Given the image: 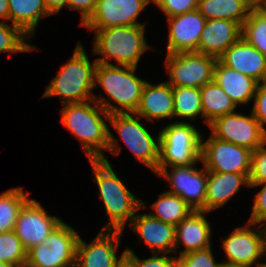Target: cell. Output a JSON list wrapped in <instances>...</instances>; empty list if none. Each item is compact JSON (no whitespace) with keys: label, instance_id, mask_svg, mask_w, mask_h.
Segmentation results:
<instances>
[{"label":"cell","instance_id":"8d00e7d4","mask_svg":"<svg viewBox=\"0 0 266 267\" xmlns=\"http://www.w3.org/2000/svg\"><path fill=\"white\" fill-rule=\"evenodd\" d=\"M199 0H153L167 18L197 9Z\"/></svg>","mask_w":266,"mask_h":267},{"label":"cell","instance_id":"bcb514c9","mask_svg":"<svg viewBox=\"0 0 266 267\" xmlns=\"http://www.w3.org/2000/svg\"><path fill=\"white\" fill-rule=\"evenodd\" d=\"M252 8L259 2L264 0H245Z\"/></svg>","mask_w":266,"mask_h":267},{"label":"cell","instance_id":"681fc988","mask_svg":"<svg viewBox=\"0 0 266 267\" xmlns=\"http://www.w3.org/2000/svg\"><path fill=\"white\" fill-rule=\"evenodd\" d=\"M121 267H129L126 263H124Z\"/></svg>","mask_w":266,"mask_h":267},{"label":"cell","instance_id":"6da1fadb","mask_svg":"<svg viewBox=\"0 0 266 267\" xmlns=\"http://www.w3.org/2000/svg\"><path fill=\"white\" fill-rule=\"evenodd\" d=\"M64 105L60 121L81 143L88 160L105 158V151L120 153L122 147L104 119L110 115L99 104L90 100Z\"/></svg>","mask_w":266,"mask_h":267},{"label":"cell","instance_id":"603a6c76","mask_svg":"<svg viewBox=\"0 0 266 267\" xmlns=\"http://www.w3.org/2000/svg\"><path fill=\"white\" fill-rule=\"evenodd\" d=\"M243 184L250 187L246 174L207 171L205 211L209 213L225 205Z\"/></svg>","mask_w":266,"mask_h":267},{"label":"cell","instance_id":"5b68a950","mask_svg":"<svg viewBox=\"0 0 266 267\" xmlns=\"http://www.w3.org/2000/svg\"><path fill=\"white\" fill-rule=\"evenodd\" d=\"M96 65L97 61L91 63L79 41L72 57L51 80L42 98L59 96L63 105L93 100Z\"/></svg>","mask_w":266,"mask_h":267},{"label":"cell","instance_id":"2e32d148","mask_svg":"<svg viewBox=\"0 0 266 267\" xmlns=\"http://www.w3.org/2000/svg\"><path fill=\"white\" fill-rule=\"evenodd\" d=\"M151 2L153 0H97L94 12L82 26L90 30L144 25L137 18Z\"/></svg>","mask_w":266,"mask_h":267},{"label":"cell","instance_id":"484cf974","mask_svg":"<svg viewBox=\"0 0 266 267\" xmlns=\"http://www.w3.org/2000/svg\"><path fill=\"white\" fill-rule=\"evenodd\" d=\"M203 117L207 126L216 118L235 112L236 103L213 80L200 88Z\"/></svg>","mask_w":266,"mask_h":267},{"label":"cell","instance_id":"5bb4252c","mask_svg":"<svg viewBox=\"0 0 266 267\" xmlns=\"http://www.w3.org/2000/svg\"><path fill=\"white\" fill-rule=\"evenodd\" d=\"M62 220L50 216L37 200L29 199L19 211L14 232L28 251L43 243Z\"/></svg>","mask_w":266,"mask_h":267},{"label":"cell","instance_id":"f35d334b","mask_svg":"<svg viewBox=\"0 0 266 267\" xmlns=\"http://www.w3.org/2000/svg\"><path fill=\"white\" fill-rule=\"evenodd\" d=\"M253 100L254 105L251 112L253 116L258 120L261 127L266 131V81L258 84Z\"/></svg>","mask_w":266,"mask_h":267},{"label":"cell","instance_id":"ac0fdd59","mask_svg":"<svg viewBox=\"0 0 266 267\" xmlns=\"http://www.w3.org/2000/svg\"><path fill=\"white\" fill-rule=\"evenodd\" d=\"M129 225L145 242L152 254H174V225L153 218L149 213L138 214L137 212Z\"/></svg>","mask_w":266,"mask_h":267},{"label":"cell","instance_id":"7402d4cb","mask_svg":"<svg viewBox=\"0 0 266 267\" xmlns=\"http://www.w3.org/2000/svg\"><path fill=\"white\" fill-rule=\"evenodd\" d=\"M135 114L151 122L155 119L157 121L165 118L172 119L174 117L173 86L167 81L156 85L146 82Z\"/></svg>","mask_w":266,"mask_h":267},{"label":"cell","instance_id":"d590c367","mask_svg":"<svg viewBox=\"0 0 266 267\" xmlns=\"http://www.w3.org/2000/svg\"><path fill=\"white\" fill-rule=\"evenodd\" d=\"M249 182L250 184L266 182V141L252 152Z\"/></svg>","mask_w":266,"mask_h":267},{"label":"cell","instance_id":"e575fe53","mask_svg":"<svg viewBox=\"0 0 266 267\" xmlns=\"http://www.w3.org/2000/svg\"><path fill=\"white\" fill-rule=\"evenodd\" d=\"M178 258V267H220L213 256L211 247L203 250L191 251Z\"/></svg>","mask_w":266,"mask_h":267},{"label":"cell","instance_id":"30bf717a","mask_svg":"<svg viewBox=\"0 0 266 267\" xmlns=\"http://www.w3.org/2000/svg\"><path fill=\"white\" fill-rule=\"evenodd\" d=\"M201 141V162L207 171L239 173L249 177L252 152L248 148L217 139L212 134Z\"/></svg>","mask_w":266,"mask_h":267},{"label":"cell","instance_id":"52a82bcc","mask_svg":"<svg viewBox=\"0 0 266 267\" xmlns=\"http://www.w3.org/2000/svg\"><path fill=\"white\" fill-rule=\"evenodd\" d=\"M78 233L61 222L40 245L27 251L25 267H75Z\"/></svg>","mask_w":266,"mask_h":267},{"label":"cell","instance_id":"4dcf8cb0","mask_svg":"<svg viewBox=\"0 0 266 267\" xmlns=\"http://www.w3.org/2000/svg\"><path fill=\"white\" fill-rule=\"evenodd\" d=\"M28 37L18 26L0 22V52L20 53L37 50L35 45H31Z\"/></svg>","mask_w":266,"mask_h":267},{"label":"cell","instance_id":"d6986e66","mask_svg":"<svg viewBox=\"0 0 266 267\" xmlns=\"http://www.w3.org/2000/svg\"><path fill=\"white\" fill-rule=\"evenodd\" d=\"M242 26L228 19H210L200 35L198 53L219 58L241 38Z\"/></svg>","mask_w":266,"mask_h":267},{"label":"cell","instance_id":"f1b7e54d","mask_svg":"<svg viewBox=\"0 0 266 267\" xmlns=\"http://www.w3.org/2000/svg\"><path fill=\"white\" fill-rule=\"evenodd\" d=\"M23 187L11 188L0 194V233L12 231L19 211L24 204L30 199Z\"/></svg>","mask_w":266,"mask_h":267},{"label":"cell","instance_id":"7bdbcfd3","mask_svg":"<svg viewBox=\"0 0 266 267\" xmlns=\"http://www.w3.org/2000/svg\"><path fill=\"white\" fill-rule=\"evenodd\" d=\"M260 17L266 20V0L257 3L252 8Z\"/></svg>","mask_w":266,"mask_h":267},{"label":"cell","instance_id":"4fadbf2b","mask_svg":"<svg viewBox=\"0 0 266 267\" xmlns=\"http://www.w3.org/2000/svg\"><path fill=\"white\" fill-rule=\"evenodd\" d=\"M123 231L101 230L90 243L79 236L75 267H121L125 263L126 250L116 256Z\"/></svg>","mask_w":266,"mask_h":267},{"label":"cell","instance_id":"9c48e42d","mask_svg":"<svg viewBox=\"0 0 266 267\" xmlns=\"http://www.w3.org/2000/svg\"><path fill=\"white\" fill-rule=\"evenodd\" d=\"M166 71L171 86L201 88L213 81L217 58L192 52L166 54Z\"/></svg>","mask_w":266,"mask_h":267},{"label":"cell","instance_id":"44dd1931","mask_svg":"<svg viewBox=\"0 0 266 267\" xmlns=\"http://www.w3.org/2000/svg\"><path fill=\"white\" fill-rule=\"evenodd\" d=\"M206 211H192L186 218L175 226V247L183 244L185 247L180 251L179 256L197 250L211 247L212 228L206 219Z\"/></svg>","mask_w":266,"mask_h":267},{"label":"cell","instance_id":"ba28073f","mask_svg":"<svg viewBox=\"0 0 266 267\" xmlns=\"http://www.w3.org/2000/svg\"><path fill=\"white\" fill-rule=\"evenodd\" d=\"M141 119L135 113H114L110 114L108 121L135 155L136 160L156 173L159 163L160 133L155 138L141 124Z\"/></svg>","mask_w":266,"mask_h":267},{"label":"cell","instance_id":"4316f807","mask_svg":"<svg viewBox=\"0 0 266 267\" xmlns=\"http://www.w3.org/2000/svg\"><path fill=\"white\" fill-rule=\"evenodd\" d=\"M252 7L245 0H199L197 10L206 20L228 19L241 26Z\"/></svg>","mask_w":266,"mask_h":267},{"label":"cell","instance_id":"7a4b0ae2","mask_svg":"<svg viewBox=\"0 0 266 267\" xmlns=\"http://www.w3.org/2000/svg\"><path fill=\"white\" fill-rule=\"evenodd\" d=\"M136 69L131 66L97 63L94 88L102 87L109 98L105 96L98 98L99 96L93 93V100L109 115L135 113L138 108L142 90L147 81L135 75ZM111 100L114 104L110 102Z\"/></svg>","mask_w":266,"mask_h":267},{"label":"cell","instance_id":"60d3db41","mask_svg":"<svg viewBox=\"0 0 266 267\" xmlns=\"http://www.w3.org/2000/svg\"><path fill=\"white\" fill-rule=\"evenodd\" d=\"M47 11L52 14H58L64 7L68 8V0H43Z\"/></svg>","mask_w":266,"mask_h":267},{"label":"cell","instance_id":"f6af8a7d","mask_svg":"<svg viewBox=\"0 0 266 267\" xmlns=\"http://www.w3.org/2000/svg\"><path fill=\"white\" fill-rule=\"evenodd\" d=\"M220 267H249V266L235 264V263H229V262H221V266Z\"/></svg>","mask_w":266,"mask_h":267},{"label":"cell","instance_id":"e0dca14e","mask_svg":"<svg viewBox=\"0 0 266 267\" xmlns=\"http://www.w3.org/2000/svg\"><path fill=\"white\" fill-rule=\"evenodd\" d=\"M206 19L197 10L167 18L169 27L167 54L198 52V44Z\"/></svg>","mask_w":266,"mask_h":267},{"label":"cell","instance_id":"1f68e13d","mask_svg":"<svg viewBox=\"0 0 266 267\" xmlns=\"http://www.w3.org/2000/svg\"><path fill=\"white\" fill-rule=\"evenodd\" d=\"M0 262L10 263L15 267H25L27 250L14 230L0 233Z\"/></svg>","mask_w":266,"mask_h":267},{"label":"cell","instance_id":"ab89813d","mask_svg":"<svg viewBox=\"0 0 266 267\" xmlns=\"http://www.w3.org/2000/svg\"><path fill=\"white\" fill-rule=\"evenodd\" d=\"M97 0H68V8L78 10L81 13L82 26L92 15L95 10Z\"/></svg>","mask_w":266,"mask_h":267},{"label":"cell","instance_id":"3957f363","mask_svg":"<svg viewBox=\"0 0 266 267\" xmlns=\"http://www.w3.org/2000/svg\"><path fill=\"white\" fill-rule=\"evenodd\" d=\"M93 169V178L99 189L109 221L102 230L124 231L127 222L132 221L136 212L145 209L142 199L136 198L112 169L107 158L89 160Z\"/></svg>","mask_w":266,"mask_h":267},{"label":"cell","instance_id":"277c9868","mask_svg":"<svg viewBox=\"0 0 266 267\" xmlns=\"http://www.w3.org/2000/svg\"><path fill=\"white\" fill-rule=\"evenodd\" d=\"M145 29V25L91 29L95 33L93 54H101L97 63L112 65L109 59H114L117 65L137 68L141 55L150 48L145 40Z\"/></svg>","mask_w":266,"mask_h":267},{"label":"cell","instance_id":"f546056e","mask_svg":"<svg viewBox=\"0 0 266 267\" xmlns=\"http://www.w3.org/2000/svg\"><path fill=\"white\" fill-rule=\"evenodd\" d=\"M174 117L195 120L203 116L200 88L173 86Z\"/></svg>","mask_w":266,"mask_h":267},{"label":"cell","instance_id":"9a60e30c","mask_svg":"<svg viewBox=\"0 0 266 267\" xmlns=\"http://www.w3.org/2000/svg\"><path fill=\"white\" fill-rule=\"evenodd\" d=\"M256 225L258 229H252ZM260 227V228H259ZM222 248L226 254L227 261L240 265L256 267L261 263L260 258L264 257L263 233L260 224L247 221L244 227H236L226 238H222ZM258 259V260H257Z\"/></svg>","mask_w":266,"mask_h":267},{"label":"cell","instance_id":"c3c4849f","mask_svg":"<svg viewBox=\"0 0 266 267\" xmlns=\"http://www.w3.org/2000/svg\"><path fill=\"white\" fill-rule=\"evenodd\" d=\"M257 267H266V262L265 263L264 262L260 263Z\"/></svg>","mask_w":266,"mask_h":267},{"label":"cell","instance_id":"7c38bea8","mask_svg":"<svg viewBox=\"0 0 266 267\" xmlns=\"http://www.w3.org/2000/svg\"><path fill=\"white\" fill-rule=\"evenodd\" d=\"M211 134L217 139L255 151L266 141V131L253 116L229 113L216 118L208 125Z\"/></svg>","mask_w":266,"mask_h":267},{"label":"cell","instance_id":"836d02e7","mask_svg":"<svg viewBox=\"0 0 266 267\" xmlns=\"http://www.w3.org/2000/svg\"><path fill=\"white\" fill-rule=\"evenodd\" d=\"M125 250V263L129 267H178V258L173 256L168 257L166 254L153 253L152 257L139 259L132 249L127 247Z\"/></svg>","mask_w":266,"mask_h":267},{"label":"cell","instance_id":"ffe728a7","mask_svg":"<svg viewBox=\"0 0 266 267\" xmlns=\"http://www.w3.org/2000/svg\"><path fill=\"white\" fill-rule=\"evenodd\" d=\"M218 60L233 70L253 77L259 83L266 81V56L242 37L232 44Z\"/></svg>","mask_w":266,"mask_h":267},{"label":"cell","instance_id":"ee69618b","mask_svg":"<svg viewBox=\"0 0 266 267\" xmlns=\"http://www.w3.org/2000/svg\"><path fill=\"white\" fill-rule=\"evenodd\" d=\"M264 224H266V221H264L260 225H261V229H262V233H263L264 253L266 256V225L264 227H262Z\"/></svg>","mask_w":266,"mask_h":267},{"label":"cell","instance_id":"83f0119b","mask_svg":"<svg viewBox=\"0 0 266 267\" xmlns=\"http://www.w3.org/2000/svg\"><path fill=\"white\" fill-rule=\"evenodd\" d=\"M151 207L155 211L149 212L153 218L174 226L193 211L179 195L167 191L161 193L158 200L151 204Z\"/></svg>","mask_w":266,"mask_h":267},{"label":"cell","instance_id":"cb8c5ba5","mask_svg":"<svg viewBox=\"0 0 266 267\" xmlns=\"http://www.w3.org/2000/svg\"><path fill=\"white\" fill-rule=\"evenodd\" d=\"M213 80L236 103L247 104L254 98L259 84L253 77L242 74L223 65L217 60L214 67Z\"/></svg>","mask_w":266,"mask_h":267},{"label":"cell","instance_id":"7dc6e473","mask_svg":"<svg viewBox=\"0 0 266 267\" xmlns=\"http://www.w3.org/2000/svg\"><path fill=\"white\" fill-rule=\"evenodd\" d=\"M0 267H15L10 263L0 262Z\"/></svg>","mask_w":266,"mask_h":267},{"label":"cell","instance_id":"b9f144b4","mask_svg":"<svg viewBox=\"0 0 266 267\" xmlns=\"http://www.w3.org/2000/svg\"><path fill=\"white\" fill-rule=\"evenodd\" d=\"M0 19H2L3 22L9 21L8 0H0Z\"/></svg>","mask_w":266,"mask_h":267},{"label":"cell","instance_id":"8992f818","mask_svg":"<svg viewBox=\"0 0 266 267\" xmlns=\"http://www.w3.org/2000/svg\"><path fill=\"white\" fill-rule=\"evenodd\" d=\"M183 121L171 122L160 130L158 167L189 166L201 161V133Z\"/></svg>","mask_w":266,"mask_h":267},{"label":"cell","instance_id":"8fae6325","mask_svg":"<svg viewBox=\"0 0 266 267\" xmlns=\"http://www.w3.org/2000/svg\"><path fill=\"white\" fill-rule=\"evenodd\" d=\"M189 166L158 167L159 177L166 178L172 194L179 195L194 211H205L207 170ZM170 168V170H168Z\"/></svg>","mask_w":266,"mask_h":267},{"label":"cell","instance_id":"d4e9b609","mask_svg":"<svg viewBox=\"0 0 266 267\" xmlns=\"http://www.w3.org/2000/svg\"><path fill=\"white\" fill-rule=\"evenodd\" d=\"M9 21L30 39L35 35L40 18L51 15L43 0H8Z\"/></svg>","mask_w":266,"mask_h":267},{"label":"cell","instance_id":"d6a6232c","mask_svg":"<svg viewBox=\"0 0 266 267\" xmlns=\"http://www.w3.org/2000/svg\"><path fill=\"white\" fill-rule=\"evenodd\" d=\"M241 37L266 56V20L253 9L242 24Z\"/></svg>","mask_w":266,"mask_h":267},{"label":"cell","instance_id":"74e56055","mask_svg":"<svg viewBox=\"0 0 266 267\" xmlns=\"http://www.w3.org/2000/svg\"><path fill=\"white\" fill-rule=\"evenodd\" d=\"M262 186V189L258 191L254 196V203L249 218V222L254 224H261L266 221V182L261 184H250V187Z\"/></svg>","mask_w":266,"mask_h":267}]
</instances>
